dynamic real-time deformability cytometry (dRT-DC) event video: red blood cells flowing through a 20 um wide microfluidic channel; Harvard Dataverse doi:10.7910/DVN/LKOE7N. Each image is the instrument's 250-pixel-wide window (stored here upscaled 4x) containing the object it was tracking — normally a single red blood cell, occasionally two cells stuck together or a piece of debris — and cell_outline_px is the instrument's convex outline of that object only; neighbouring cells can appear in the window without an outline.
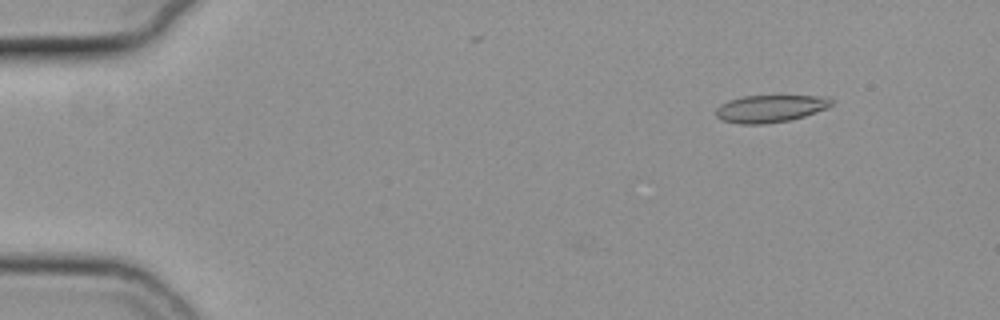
{"species": "common noctule bat (a hibernating species)", "species_latin": "Nyctalus noctula", "temperature_condition": "cold", "stored_images_in_passage": 17, "camera_frame_rate_fps": 3000, "um_per_image_px": 0.085, "animal": {"sex": "female", "body_mass_g": 19.3, "forearm_length_mm": 54.1}, "frame": {"image": 1, "passage_image": 6, "time_ms": 1.667, "image_size_px": [1000, 320], "cell_outline_px": [[836, 100], [828, 108], [804, 116], [788, 120], [764, 124], [740, 124], [720, 120], [716, 116], [716, 108], [720, 104], [728, 100], [744, 96], [828, 96]], "centroid_in_image_um": [65.48, 9.22], "position_along_channel_um": 19.5, "area_um2": 18.55}}